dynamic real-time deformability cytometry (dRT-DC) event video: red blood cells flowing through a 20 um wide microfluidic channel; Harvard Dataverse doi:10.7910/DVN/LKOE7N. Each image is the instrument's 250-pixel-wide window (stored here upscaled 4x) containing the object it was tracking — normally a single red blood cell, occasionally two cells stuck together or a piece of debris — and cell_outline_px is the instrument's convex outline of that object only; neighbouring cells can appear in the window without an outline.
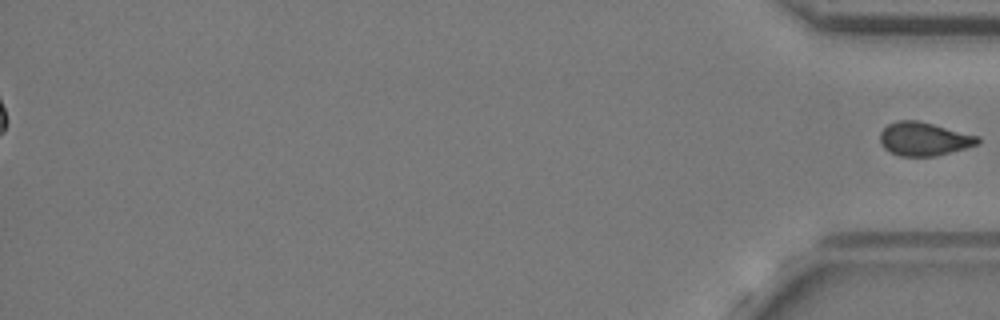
{"species": "common noctule bat (a hibernating species)", "species_latin": "Nyctalus noctula", "temperature_condition": "cold", "stored_images_in_passage": 57, "segment_of_instrument_passage": [2, 2], "camera_frame_rate_fps": 3000, "um_per_image_px": 0.085, "animal": {"sex": "female", "body_mass_g": 24.6, "forearm_length_mm": 56.2}, "frame": {"image": 1, "passage_image": 57, "time_ms": 18.667, "image_size_px": [1000, 320], "cell_outline_px": [[980, 144], [936, 156], [900, 156], [884, 148], [880, 144], [880, 132], [888, 124], [896, 120], [916, 120], [980, 136]], "centroid_in_image_um": [78.54, 11.81], "position_along_channel_um": 356.7, "area_um2": 19.07}}